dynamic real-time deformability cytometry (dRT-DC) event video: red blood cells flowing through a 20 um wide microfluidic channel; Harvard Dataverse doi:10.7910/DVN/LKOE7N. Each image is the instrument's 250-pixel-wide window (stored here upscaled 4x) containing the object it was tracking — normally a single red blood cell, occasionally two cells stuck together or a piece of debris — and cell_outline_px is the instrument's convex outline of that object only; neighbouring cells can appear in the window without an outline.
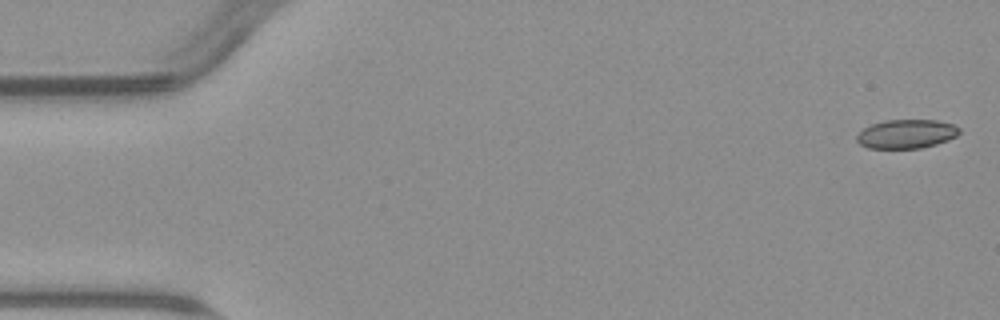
{"species": "common noctule bat (a hibernating species)", "species_latin": "Nyctalus noctula", "temperature_condition": "warm", "stored_images_in_passage": 5, "camera_frame_rate_fps": 3000, "um_per_image_px": 0.085, "animal": {"sex": "male", "body_mass_g": 23.1, "forearm_length_mm": 52.7}, "frame": {"image": 1, "passage_image": 1, "time_ms": 0.0, "image_size_px": [1000, 320], "cell_outline_px": [[960, 132], [956, 136], [948, 140], [936, 144], [920, 148], [868, 148], [860, 144], [856, 140], [856, 136], [864, 128], [872, 124], [884, 120], [936, 120], [952, 124], [960, 128]], "centroid_in_image_um": [77.04, 11.38], "position_along_channel_um": 8.0, "area_um2": 17.22}}
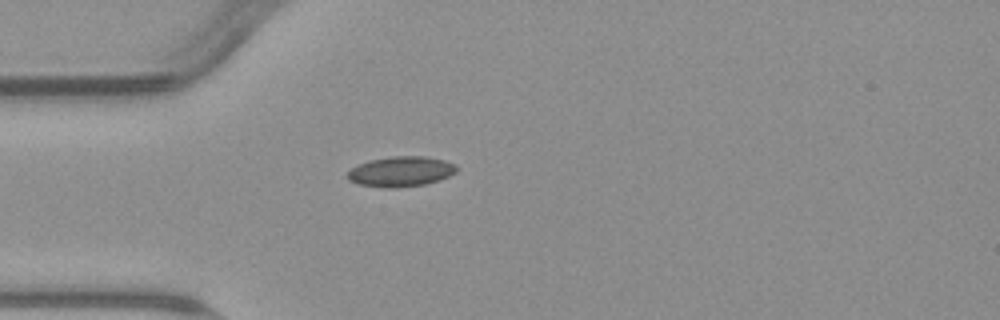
{"frame": {"image": 2, "passage_image": 5, "time_ms": 4.667, "image_size_px": [1000, 320], "cell_outline_px": [[456, 172], [440, 180], [424, 184], [396, 188], [384, 188], [360, 184], [348, 180], [348, 172], [352, 168], [368, 160], [392, 156], [424, 156], [444, 160], [456, 164]], "centroid_in_image_um": [34.08, 14.58], "position_along_channel_um": 50.9, "area_um2": 19.13}}